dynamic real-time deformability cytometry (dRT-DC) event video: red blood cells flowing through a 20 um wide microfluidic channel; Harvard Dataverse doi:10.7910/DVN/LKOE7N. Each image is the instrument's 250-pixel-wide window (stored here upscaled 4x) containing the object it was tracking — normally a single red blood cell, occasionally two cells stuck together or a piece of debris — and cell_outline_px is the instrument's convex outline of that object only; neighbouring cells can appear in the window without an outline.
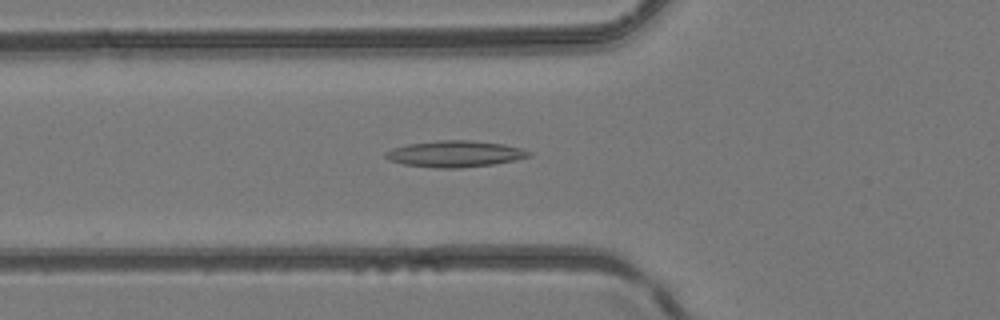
{"species": "common noctule bat (a hibernating species)", "species_latin": "Nyctalus noctula", "temperature_condition": "room temperature", "stored_images_in_passage": 27, "camera_frame_rate_fps": 3000, "um_per_image_px": 0.085, "animal": {"sex": "female", "body_mass_g": 24.6, "forearm_length_mm": 56.2}, "frame": {"image": 1, "passage_image": 17, "time_ms": 5.333, "image_size_px": [1000, 320], "cell_outline_px": [[532, 156], [516, 160], [492, 164], [460, 168], [436, 168], [404, 164], [388, 160], [384, 156], [384, 152], [392, 148], [408, 144], [436, 140], [472, 140], [504, 144], [520, 148], [532, 152]], "centroid_in_image_um": [38.67, 13.07], "position_along_channel_um": 87.1, "area_um2": 22.14}}
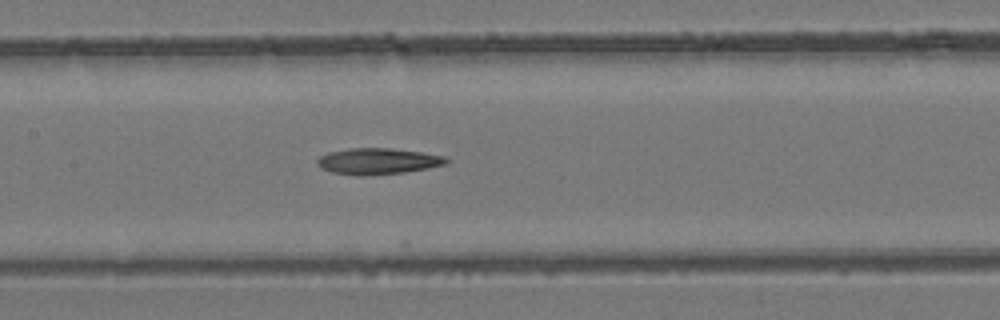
{"frame": {"image": 2, "passage_image": 23, "time_ms": 7.333, "image_size_px": [1000, 320], "cell_outline_px": [[452, 160], [444, 164], [428, 168], [404, 172], [360, 176], [356, 176], [332, 172], [320, 168], [316, 164], [316, 160], [320, 156], [328, 152], [348, 148], [392, 148], [420, 152], [444, 156]], "centroid_in_image_um": [32.08, 13.7], "position_along_channel_um": 175.3, "area_um2": 19.77}}
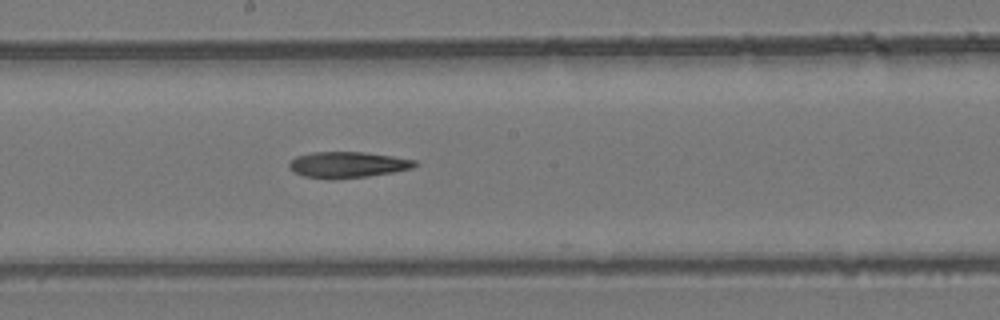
{"frame": {"image": 3, "passage_image": 26, "time_ms": 8.333, "image_size_px": [1000, 320], "cell_outline_px": [[420, 164], [412, 168], [392, 172], [368, 176], [332, 180], [328, 180], [304, 176], [288, 168], [288, 160], [296, 156], [312, 152], [364, 152], [392, 156], [416, 160]], "centroid_in_image_um": [29.52, 14.0], "position_along_channel_um": 218.7, "area_um2": 19.31}}